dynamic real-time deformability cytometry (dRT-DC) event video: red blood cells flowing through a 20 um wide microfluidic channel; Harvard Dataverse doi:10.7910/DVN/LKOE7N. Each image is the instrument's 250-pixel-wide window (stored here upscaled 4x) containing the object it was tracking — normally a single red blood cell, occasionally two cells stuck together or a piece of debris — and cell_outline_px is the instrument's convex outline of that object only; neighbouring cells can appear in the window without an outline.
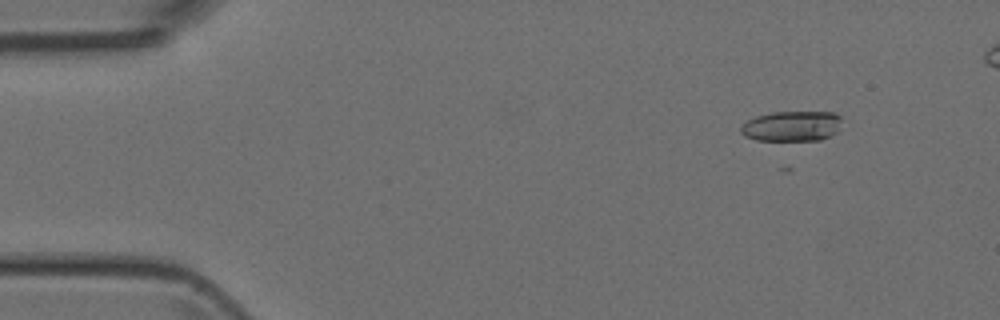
{"species": "Egyptian fruit bat (a non-hibernating species)", "species_latin": "Rousettus aegyptiacus", "temperature_condition": "room temperature", "stored_images_in_passage": 48, "camera_frame_rate_fps": 3000, "um_per_image_px": 0.085, "animal": {"sex": "female"}, "frame": {"image": 1, "passage_image": 6, "time_ms": 1.667, "image_size_px": [1000, 320], "cell_outline_px": [[840, 132], [820, 140], [756, 140], [744, 136], [740, 132], [740, 128], [748, 120], [756, 116], [772, 112], [832, 112], [840, 116]], "centroid_in_image_um": [67.33, 10.72], "position_along_channel_um": 17.7, "area_um2": 17.92}}
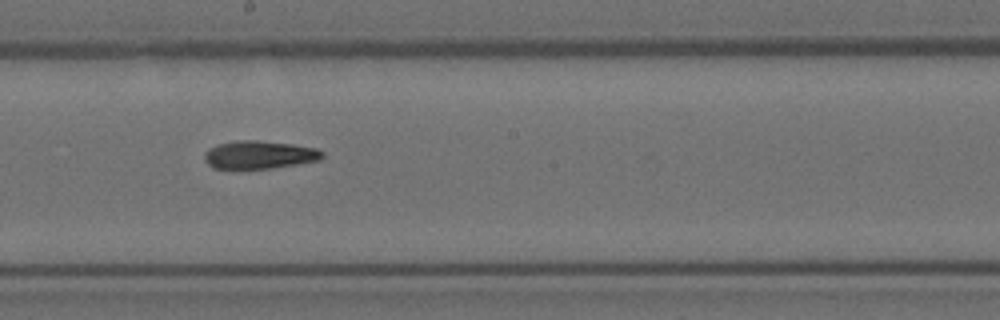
{"frame": {"image": 2, "passage_image": 28, "time_ms": 9.0, "image_size_px": [1000, 320], "cell_outline_px": [[324, 156], [320, 160], [272, 168], [212, 168], [204, 160], [204, 152], [208, 148], [220, 144], [236, 140], [256, 140], [292, 144], [316, 148], [324, 152]], "centroid_in_image_um": [22.04, 13.15], "position_along_channel_um": 226.2, "area_um2": 19.19}}
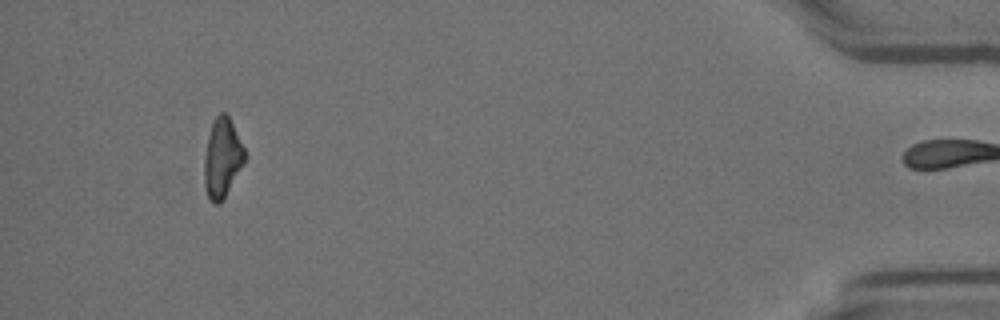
{"frame": {"image": 3, "passage_image": 47, "time_ms": 15.333, "image_size_px": [1000, 320], "cell_outline_px": [[248, 156], [244, 164], [224, 200], [220, 204], [212, 204], [204, 188], [204, 156], [208, 136], [212, 124], [216, 116], [220, 112], [224, 112], [228, 116]], "centroid_in_image_um": [18.9, 13.5], "position_along_channel_um": 416.3, "area_um2": 18.96}}